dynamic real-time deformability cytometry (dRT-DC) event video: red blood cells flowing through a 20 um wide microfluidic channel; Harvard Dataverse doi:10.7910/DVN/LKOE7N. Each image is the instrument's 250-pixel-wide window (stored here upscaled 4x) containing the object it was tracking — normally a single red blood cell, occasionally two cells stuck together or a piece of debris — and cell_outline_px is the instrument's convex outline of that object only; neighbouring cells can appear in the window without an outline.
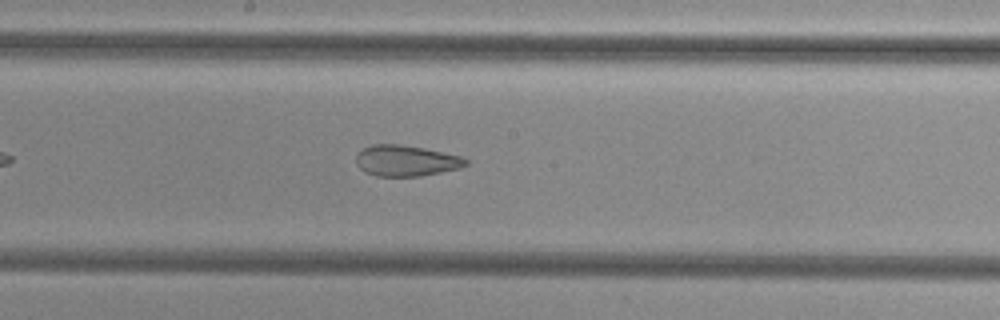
{"species": "common noctule bat (a hibernating species)", "species_latin": "Nyctalus noctula", "temperature_condition": "cold", "stored_images_in_passage": 37, "camera_frame_rate_fps": 3000, "um_per_image_px": 0.085, "animal": {"sex": "female", "body_mass_g": 29.2, "forearm_length_mm": 56.3}, "frame": {"image": 1, "passage_image": 16, "time_ms": 5.0, "image_size_px": [1000, 320], "cell_outline_px": [[468, 164], [460, 168], [420, 176], [376, 176], [364, 172], [356, 164], [356, 152], [372, 144], [400, 144], [424, 148], [460, 156], [468, 160]], "centroid_in_image_um": [34.47, 13.66], "position_along_channel_um": 213.7, "area_um2": 19.83}}
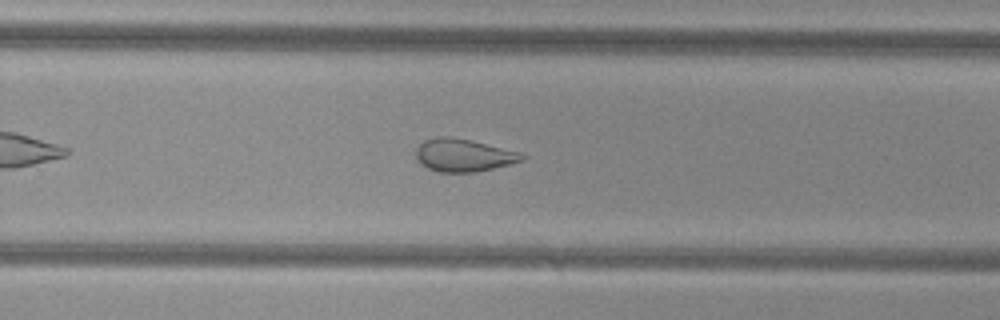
{"frame": {"image": 2, "passage_image": 22, "time_ms": 7.0, "image_size_px": [1000, 320], "cell_outline_px": [[528, 156], [524, 160], [476, 172], [440, 172], [428, 168], [420, 164], [416, 156], [416, 148], [424, 140], [436, 136], [448, 136], [468, 140], [520, 152]], "centroid_in_image_um": [39.38, 13.19], "position_along_channel_um": 290.4, "area_um2": 20.06}}